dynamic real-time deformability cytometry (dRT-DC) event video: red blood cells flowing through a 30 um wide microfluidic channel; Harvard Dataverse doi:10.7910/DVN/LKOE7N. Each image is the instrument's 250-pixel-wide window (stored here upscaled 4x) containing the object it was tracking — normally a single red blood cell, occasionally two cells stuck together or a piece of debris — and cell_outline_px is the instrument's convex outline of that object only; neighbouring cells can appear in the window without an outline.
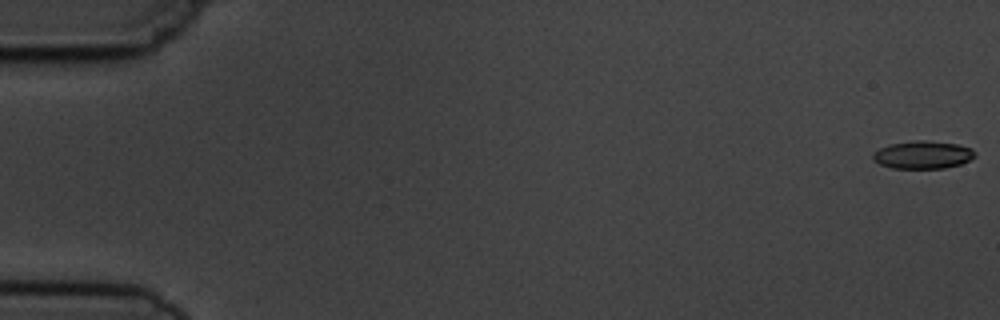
{"species": "common noctule bat (a hibernating species)", "species_latin": "Nyctalus noctula", "temperature_condition": "cold", "stored_images_in_passage": 10, "camera_frame_rate_fps": 3000, "um_per_image_px": 0.085, "animal": {"sex": "male", "body_mass_g": 19.5, "forearm_length_mm": 54.6}, "frame": {"image": 1, "passage_image": 1, "time_ms": 0.0, "image_size_px": [1000, 320], "cell_outline_px": [[976, 156], [960, 164], [944, 168], [892, 168], [880, 164], [872, 160], [872, 152], [888, 144], [916, 140], [924, 140], [956, 144], [972, 148], [976, 152]], "centroid_in_image_um": [78.41, 13.15], "position_along_channel_um": 6.6, "area_um2": 16.59}}
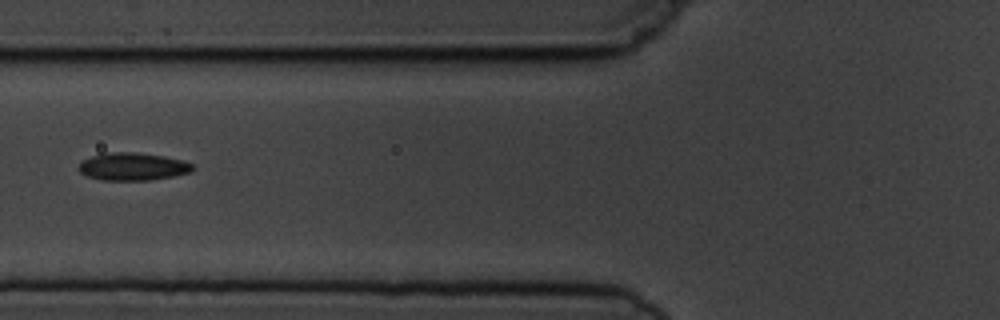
{"frame": {"image": 2, "passage_image": 7, "time_ms": 7.0, "image_size_px": [1000, 320], "cell_outline_px": [[192, 168], [188, 172], [176, 176], [152, 180], [100, 180], [88, 176], [80, 172], [80, 164], [84, 160], [92, 156], [104, 152], [132, 152], [164, 156], [184, 160], [192, 164]], "centroid_in_image_um": [11.29, 14.16], "position_along_channel_um": 114.5, "area_um2": 18.26}}
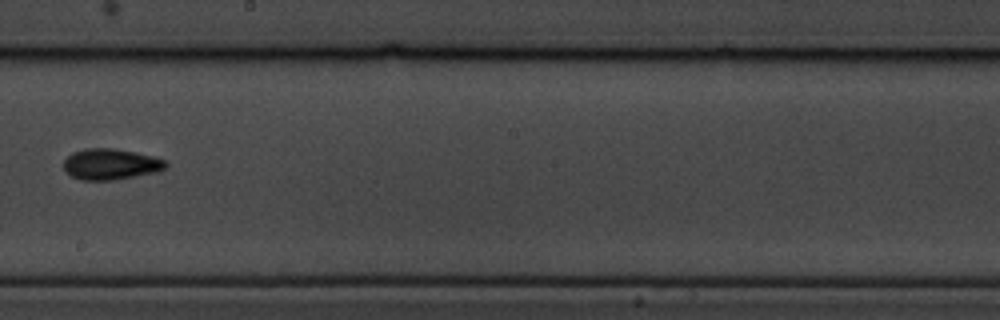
{"frame": {"image": 3, "passage_image": 10, "time_ms": 10.333, "image_size_px": [1000, 320], "cell_outline_px": [[168, 164], [160, 172], [112, 180], [80, 180], [64, 172], [64, 160], [72, 152], [88, 148], [108, 148], [132, 152], [152, 156], [168, 160]], "centroid_in_image_um": [9.41, 13.97], "position_along_channel_um": 238.8, "area_um2": 18.44}}